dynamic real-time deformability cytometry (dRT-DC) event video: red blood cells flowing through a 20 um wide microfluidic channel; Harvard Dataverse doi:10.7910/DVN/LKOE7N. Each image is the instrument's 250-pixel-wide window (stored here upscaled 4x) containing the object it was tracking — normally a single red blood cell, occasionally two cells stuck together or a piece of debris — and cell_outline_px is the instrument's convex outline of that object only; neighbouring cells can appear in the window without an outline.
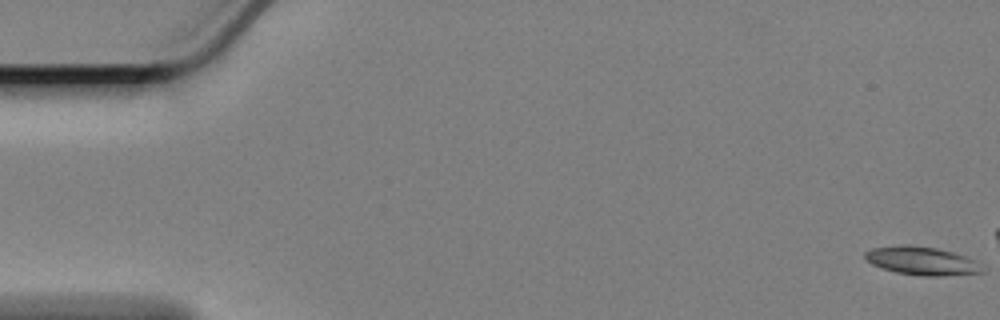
{"species": "Egyptian fruit bat (a non-hibernating species)", "species_latin": "Rousettus aegyptiacus", "temperature_condition": "cold", "stored_images_in_passage": 61, "camera_frame_rate_fps": 3000, "um_per_image_px": 0.085, "animal": {"sex": "female"}, "frame": {"image": 1, "passage_image": 1, "time_ms": 0.0, "image_size_px": [1000, 320], "cell_outline_px": [[984, 272], [944, 276], [924, 276], [896, 272], [872, 264], [864, 256], [864, 252], [872, 248], [904, 244], [908, 244], [936, 248], [952, 252], [964, 256], [972, 260]], "centroid_in_image_um": [78.29, 22.16], "position_along_channel_um": 6.7, "area_um2": 18.96}}
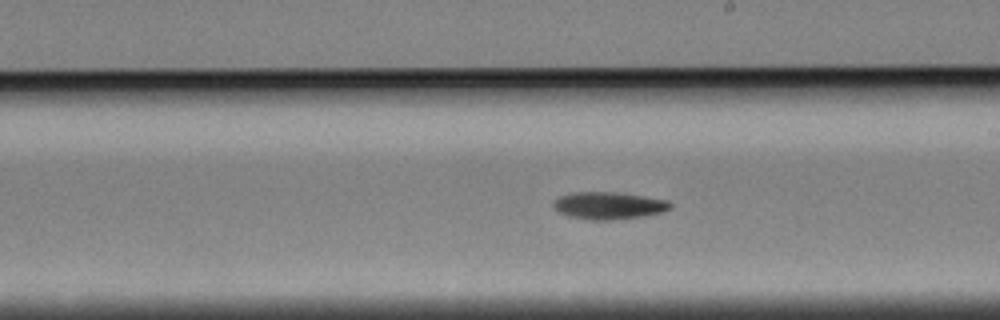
{"frame": {"image": 2, "passage_image": 34, "time_ms": 11.0, "image_size_px": [1000, 320], "cell_outline_px": [[672, 208], [660, 212], [640, 216], [608, 220], [592, 220], [568, 216], [560, 212], [552, 204], [560, 196], [572, 192], [616, 192], [644, 196], [668, 200], [672, 204]], "centroid_in_image_um": [51.75, 17.46], "position_along_channel_um": 237.3, "area_um2": 18.32}}
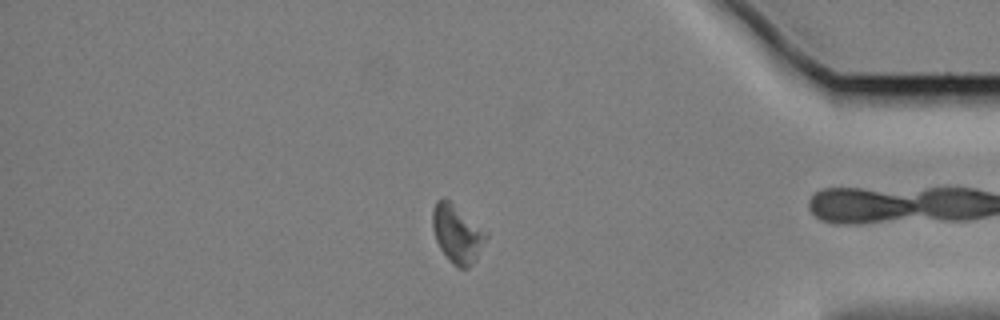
{"frame": {"image": 3, "passage_image": 51, "time_ms": 16.667, "image_size_px": [1000, 320], "cell_outline_px": [[488, 236], [472, 264], [468, 268], [460, 268], [452, 264], [448, 260], [440, 248], [436, 240], [432, 228], [432, 208], [436, 200], [444, 196], [488, 232]], "centroid_in_image_um": [38.83, 19.84], "position_along_channel_um": 396.4, "area_um2": 18.15}}